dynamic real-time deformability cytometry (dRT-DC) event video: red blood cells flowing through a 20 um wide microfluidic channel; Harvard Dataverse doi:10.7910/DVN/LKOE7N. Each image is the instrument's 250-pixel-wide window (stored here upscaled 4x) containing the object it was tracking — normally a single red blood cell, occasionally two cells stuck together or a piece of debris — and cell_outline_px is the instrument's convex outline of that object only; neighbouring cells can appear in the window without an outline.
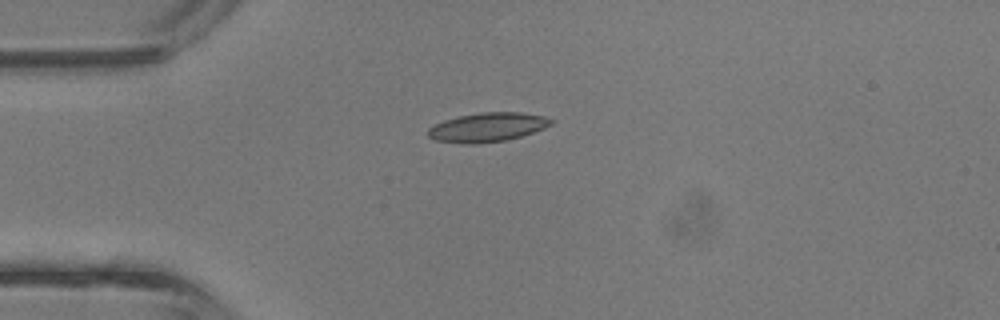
{"species": "common noctule bat (a hibernating species)", "species_latin": "Nyctalus noctula", "temperature_condition": "room temperature", "stored_images_in_passage": 4, "camera_frame_rate_fps": 3000, "um_per_image_px": 0.085, "animal": {"sex": "male", "body_mass_g": 13.3}, "frame": {"image": 1, "passage_image": 3, "time_ms": 0.667, "image_size_px": [1000, 320], "cell_outline_px": [[556, 120], [552, 124], [544, 128], [520, 136], [504, 140], [476, 144], [460, 144], [436, 140], [428, 136], [428, 128], [444, 120], [460, 116], [480, 112], [520, 112], [544, 116]], "centroid_in_image_um": [41.44, 10.81], "position_along_channel_um": 43.6, "area_um2": 20.81}}